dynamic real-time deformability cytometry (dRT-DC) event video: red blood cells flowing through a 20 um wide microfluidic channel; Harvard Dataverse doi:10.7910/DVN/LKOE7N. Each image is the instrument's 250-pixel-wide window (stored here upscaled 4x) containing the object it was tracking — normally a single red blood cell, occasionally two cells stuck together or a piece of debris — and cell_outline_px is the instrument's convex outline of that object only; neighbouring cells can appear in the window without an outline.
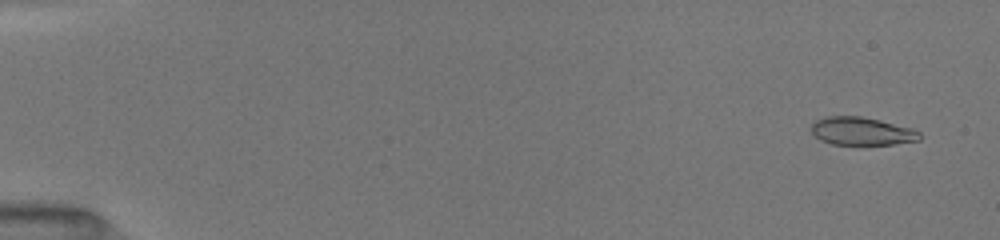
{"species": "common noctule bat (a hibernating species)", "species_latin": "Nyctalus noctula", "temperature_condition": "room temperature", "stored_images_in_passage": 37, "camera_frame_rate_fps": 3000, "um_per_image_px": 0.085, "animal": {"sex": "female", "body_mass_g": 19.5, "forearm_length_mm": 54.1}, "frame": {"image": 1, "passage_image": 2, "time_ms": 0.667, "image_size_px": [1000, 240], "cell_outline_px": [[920, 140], [892, 144], [832, 144], [820, 140], [812, 132], [812, 124], [816, 120], [824, 116], [860, 116], [880, 120], [912, 128], [920, 132]], "centroid_in_image_um": [73.24, 11.14], "position_along_channel_um": 11.8, "area_um2": 17.57}}
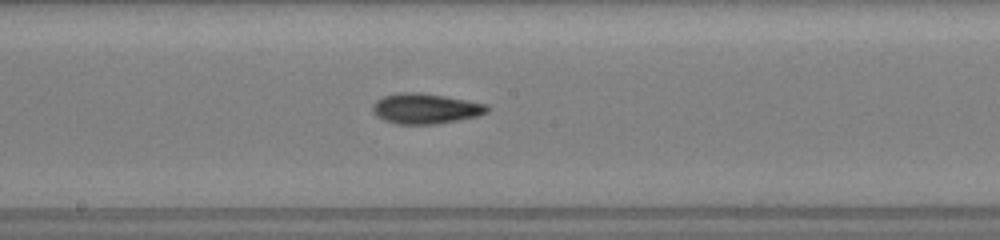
{"frame": {"image": 2, "passage_image": 17, "time_ms": 9.333, "image_size_px": [1000, 240], "cell_outline_px": [[492, 108], [488, 112], [480, 116], [460, 120], [436, 124], [396, 124], [384, 120], [376, 116], [372, 112], [372, 104], [376, 100], [384, 96], [396, 92], [420, 92], [468, 100], [488, 104]], "centroid_in_image_um": [36.19, 9.23], "position_along_channel_um": 212.0, "area_um2": 20.69}}
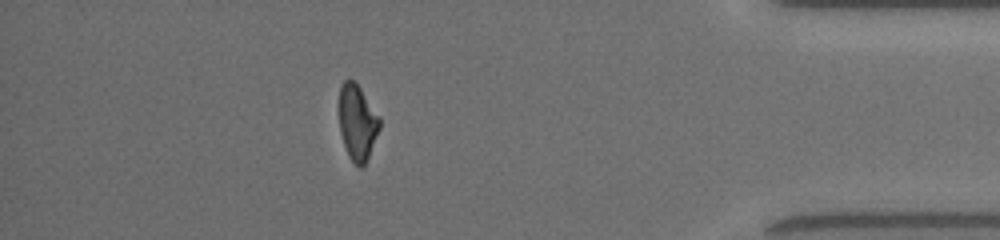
{"frame": {"image": 3, "passage_image": 33, "time_ms": 15.0, "image_size_px": [1000, 240], "cell_outline_px": [[380, 128], [368, 156], [364, 164], [360, 168], [348, 156], [340, 132], [340, 88], [344, 80], [352, 80], [360, 88], [380, 116]], "centroid_in_image_um": [30.39, 10.4], "position_along_channel_um": 404.8, "area_um2": 17.46}, "authors_computed_cell_mechanics": {"area_um2": 18.785, "velocity_mm_per_s": 4.0463, "shape_relaxation_time_tau1_ms": 5.3769, "shape_relaxation_time_tau2_ms": 3.3792, "deformation_change_tau1": 0.1746, "deformation_change_tau2": 0.0825}}